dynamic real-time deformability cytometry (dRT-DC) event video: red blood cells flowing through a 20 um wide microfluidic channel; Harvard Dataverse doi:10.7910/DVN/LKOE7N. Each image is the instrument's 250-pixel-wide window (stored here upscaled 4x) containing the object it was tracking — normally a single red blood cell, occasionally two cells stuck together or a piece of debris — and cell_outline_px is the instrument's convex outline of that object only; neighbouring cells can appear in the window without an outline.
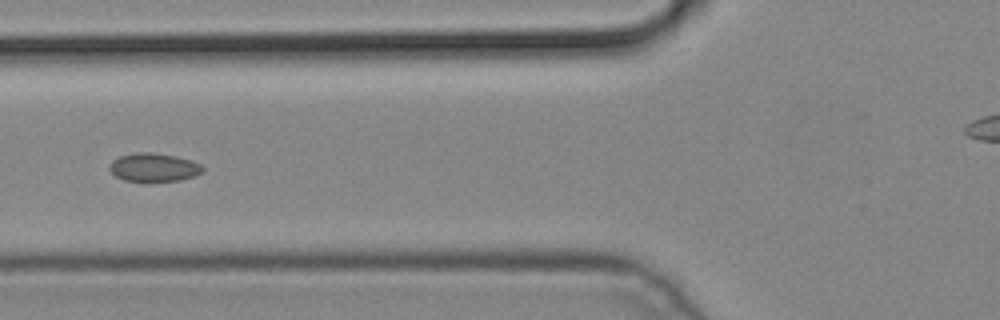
{"species": "common noctule bat (a hibernating species)", "species_latin": "Nyctalus noctula", "temperature_condition": "cold", "stored_images_in_passage": 4, "camera_frame_rate_fps": 3000, "um_per_image_px": 0.085, "animal": {"sex": "male", "body_mass_g": 19.2, "forearm_length_mm": 51.8}, "frame": {"image": 1, "passage_image": 4, "time_ms": 1.0, "image_size_px": [1000, 320], "cell_outline_px": [[204, 168], [200, 172], [192, 176], [180, 180], [148, 184], [124, 180], [116, 176], [108, 168], [112, 160], [120, 156], [132, 152], [152, 152], [176, 156], [200, 164]], "centroid_in_image_um": [13.01, 14.26], "position_along_channel_um": 112.8, "area_um2": 15.84}}